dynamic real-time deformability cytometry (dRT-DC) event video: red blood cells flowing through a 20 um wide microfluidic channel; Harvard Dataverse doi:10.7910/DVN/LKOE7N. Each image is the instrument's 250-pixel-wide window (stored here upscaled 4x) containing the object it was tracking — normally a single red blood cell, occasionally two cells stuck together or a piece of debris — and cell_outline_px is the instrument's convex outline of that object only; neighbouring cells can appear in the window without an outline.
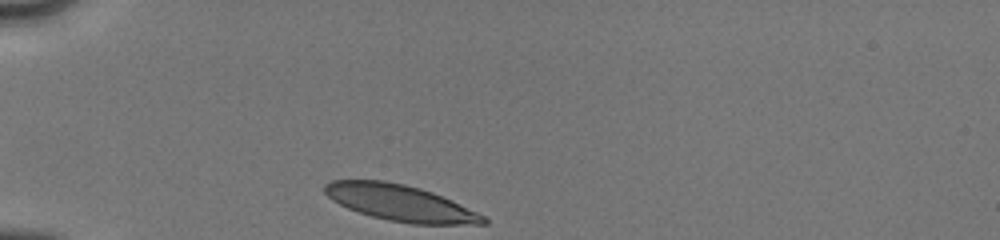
{"species": "human", "species_latin": "Homo sapiens", "temperature_condition": "cold", "stored_images_in_passage": 45, "camera_frame_rate_fps": 3000, "um_per_image_px": 0.085, "donor": {"sex": "male"}, "frame": {"image": 1, "passage_image": 1, "time_ms": 0.0, "image_size_px": [1000, 240], "cell_outline_px": [[488, 224], [412, 224], [388, 220], [372, 216], [348, 208], [332, 200], [324, 192], [324, 184], [332, 180], [384, 180], [404, 184], [420, 188], [432, 192], [452, 200], [484, 216], [488, 220]], "centroid_in_image_um": [34.01, 17.24], "position_along_channel_um": 51.0, "area_um2": 33.23}}
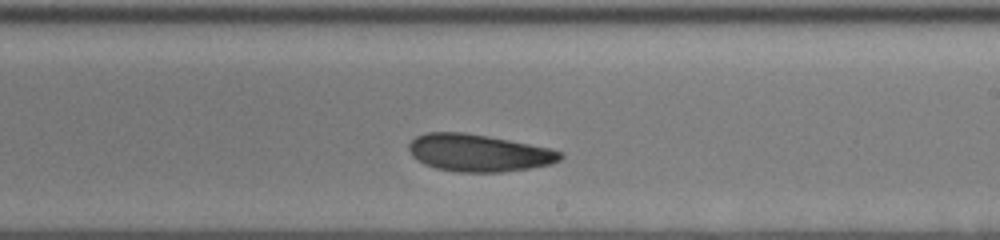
{"frame": {"image": 2, "passage_image": 22, "time_ms": 5.667, "image_size_px": [1000, 240], "cell_outline_px": [[564, 156], [560, 160], [552, 164], [528, 168], [500, 172], [456, 172], [436, 168], [424, 164], [416, 160], [412, 156], [408, 148], [408, 144], [416, 136], [424, 132], [464, 132], [488, 136], [548, 148], [564, 152]], "centroid_in_image_um": [40.65, 12.99], "position_along_channel_um": 248.3, "area_um2": 32.95}}
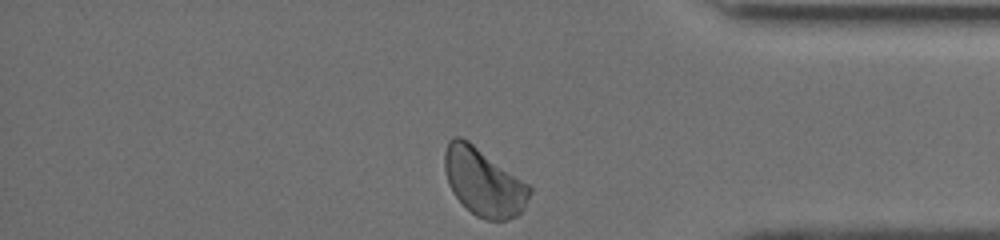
{"frame": {"image": 3, "passage_image": 43, "time_ms": 9.667, "image_size_px": [1000, 240], "cell_outline_px": [[532, 192], [524, 208], [516, 216], [508, 220], [488, 220], [476, 216], [452, 192], [448, 184], [444, 172], [444, 152], [448, 140], [452, 136], [460, 136], [468, 140], [528, 184], [532, 188]], "centroid_in_image_um": [41.09, 15.46], "position_along_channel_um": 394.1, "area_um2": 33.41}, "authors_computed_cell_mechanics": {"area_um2": 33.4084, "velocity_mm_per_s": 3.9733, "shape_relaxation_time_tau1_ms": 4.2699, "shape_relaxation_time_tau2_ms": 2.5974, "deformation_change_tau1": 0.1175, "deformation_change_tau2": 0.0713}}